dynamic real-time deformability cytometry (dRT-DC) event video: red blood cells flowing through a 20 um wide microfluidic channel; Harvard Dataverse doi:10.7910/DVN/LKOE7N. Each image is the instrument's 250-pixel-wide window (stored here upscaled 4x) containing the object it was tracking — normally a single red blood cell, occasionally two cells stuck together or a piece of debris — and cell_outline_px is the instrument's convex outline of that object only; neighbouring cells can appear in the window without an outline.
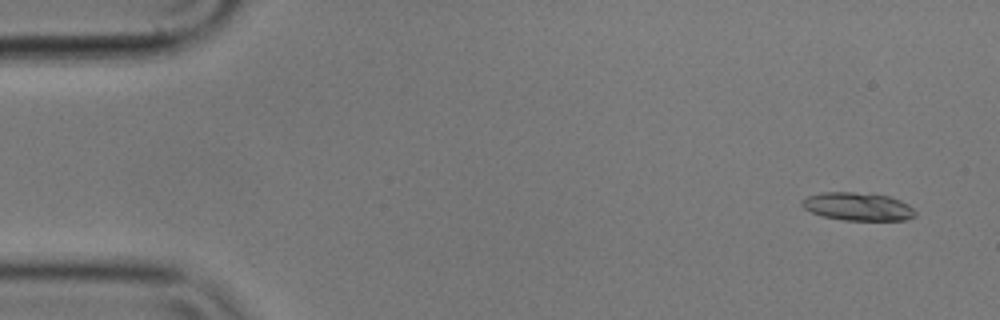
{"species": "common noctule bat (a hibernating species)", "species_latin": "Nyctalus noctula", "temperature_condition": "cold", "stored_images_in_passage": 4, "camera_frame_rate_fps": 3000, "um_per_image_px": 0.085, "animal": {"sex": "male", "body_mass_g": 17.9}, "frame": {"image": 1, "passage_image": 1, "time_ms": 0.0, "image_size_px": [1000, 320], "cell_outline_px": [[916, 216], [904, 220], [844, 220], [824, 216], [812, 212], [804, 208], [800, 204], [800, 200], [808, 196], [820, 192], [852, 192], [888, 196], [900, 200], [908, 204], [916, 212]], "centroid_in_image_um": [72.9, 17.55], "position_along_channel_um": 12.1, "area_um2": 18.44}}
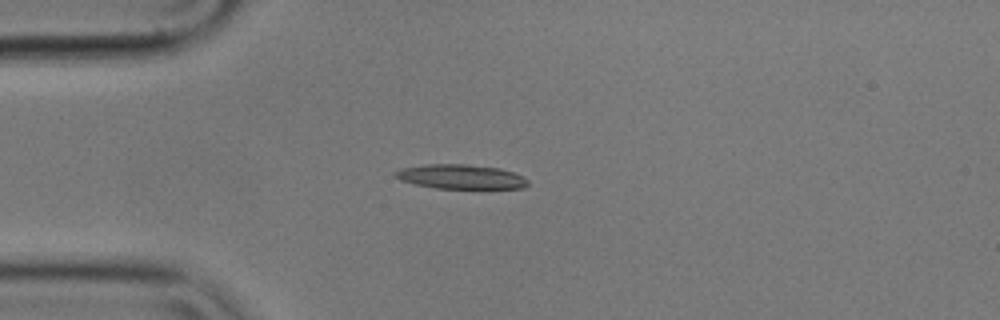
{"frame": {"image": 2, "passage_image": 3, "time_ms": 0.667, "image_size_px": [1000, 320], "cell_outline_px": [[528, 184], [524, 188], [436, 188], [416, 184], [400, 180], [392, 172], [400, 168], [424, 164], [468, 164], [500, 168], [524, 176], [528, 180]], "centroid_in_image_um": [39.16, 15.01], "position_along_channel_um": 45.8, "area_um2": 18.9}}
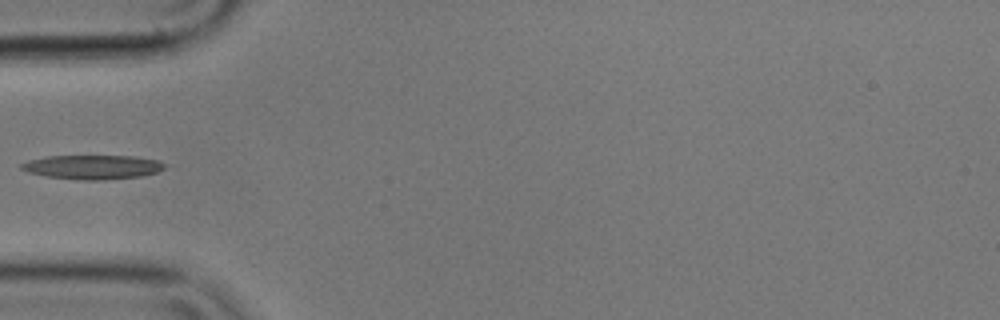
{"frame": {"image": 3, "passage_image": 4, "time_ms": 1.0, "image_size_px": [1000, 320], "cell_outline_px": [[164, 168], [156, 172], [140, 176], [104, 180], [80, 180], [44, 176], [28, 172], [20, 168], [20, 164], [28, 160], [48, 156], [132, 156], [160, 160], [164, 164]], "centroid_in_image_um": [7.84, 14.2], "position_along_channel_um": 77.2, "area_um2": 20.17}}